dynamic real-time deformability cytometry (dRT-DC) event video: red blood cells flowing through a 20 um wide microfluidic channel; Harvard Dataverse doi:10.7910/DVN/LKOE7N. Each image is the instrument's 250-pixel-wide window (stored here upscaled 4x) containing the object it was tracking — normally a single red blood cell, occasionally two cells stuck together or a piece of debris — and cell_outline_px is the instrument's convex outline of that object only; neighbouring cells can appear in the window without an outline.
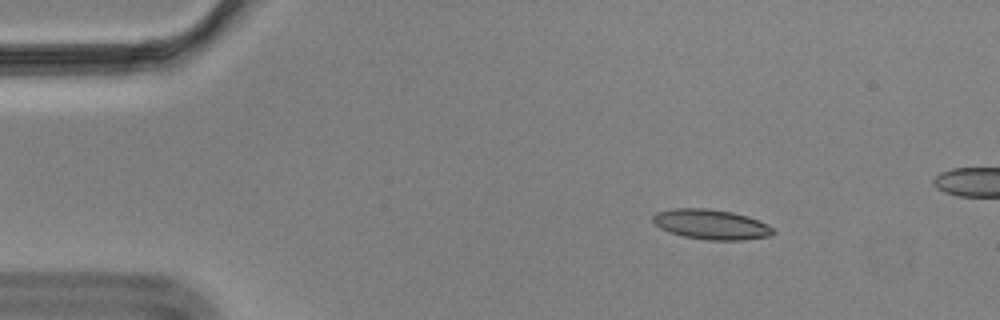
{"species": "Egyptian fruit bat (a non-hibernating species)", "species_latin": "Rousettus aegyptiacus", "temperature_condition": "cold", "stored_images_in_passage": 58, "camera_frame_rate_fps": 3000, "um_per_image_px": 0.085, "animal": {"sex": "male"}, "frame": {"image": 1, "passage_image": 8, "time_ms": 2.333, "image_size_px": [1000, 320], "cell_outline_px": [[776, 232], [772, 236], [744, 240], [708, 240], [684, 236], [668, 232], [660, 228], [652, 220], [652, 216], [656, 212], [676, 208], [708, 208], [732, 212], [748, 216], [768, 224]], "centroid_in_image_um": [60.47, 19.07], "position_along_channel_um": 24.5, "area_um2": 21.15}}
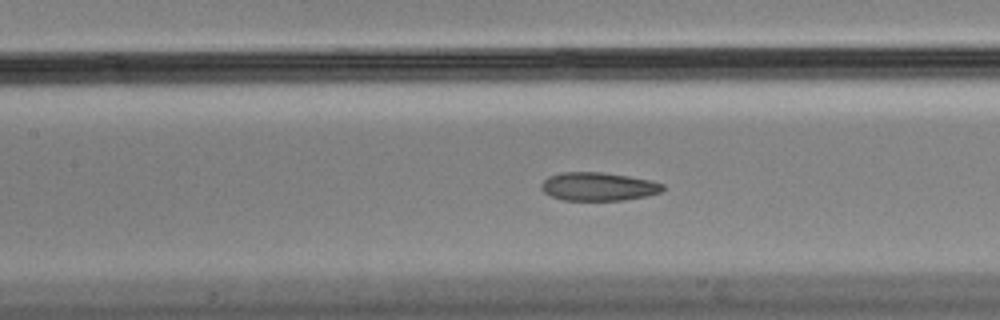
{"frame": {"image": 2, "passage_image": 25, "time_ms": 8.0, "image_size_px": [1000, 320], "cell_outline_px": [[664, 188], [660, 192], [644, 196], [624, 200], [564, 200], [552, 196], [544, 192], [540, 188], [540, 184], [548, 176], [560, 172], [604, 172], [628, 176], [648, 180], [664, 184]], "centroid_in_image_um": [50.81, 15.85], "position_along_channel_um": 156.6, "area_um2": 20.0}}
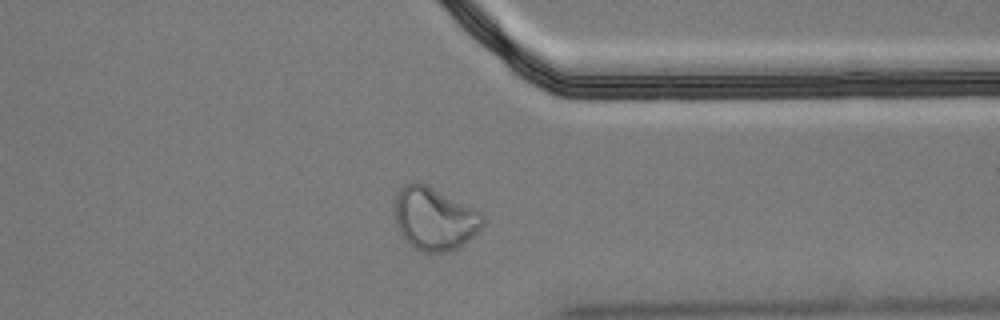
{"frame": {"image": 3, "passage_image": 44, "time_ms": 14.333, "image_size_px": [1000, 320], "cell_outline_px": [[484, 224], [468, 240], [456, 248], [448, 252], [424, 252], [408, 244], [400, 232], [396, 224], [396, 192], [404, 184], [412, 180], [416, 180], [476, 208], [484, 216]], "centroid_in_image_um": [36.92, 18.56], "position_along_channel_um": 374.5, "area_um2": 32.19}, "authors_computed_cell_mechanics": {"area_um2": 20.7791, "velocity_mm_per_s": 3.4935, "shape_relaxation_time_tau1_ms": null, "shape_relaxation_time_tau2_ms": 1.7502, "deformation_change_tau1": null, "deformation_change_tau2": 0.0748}}